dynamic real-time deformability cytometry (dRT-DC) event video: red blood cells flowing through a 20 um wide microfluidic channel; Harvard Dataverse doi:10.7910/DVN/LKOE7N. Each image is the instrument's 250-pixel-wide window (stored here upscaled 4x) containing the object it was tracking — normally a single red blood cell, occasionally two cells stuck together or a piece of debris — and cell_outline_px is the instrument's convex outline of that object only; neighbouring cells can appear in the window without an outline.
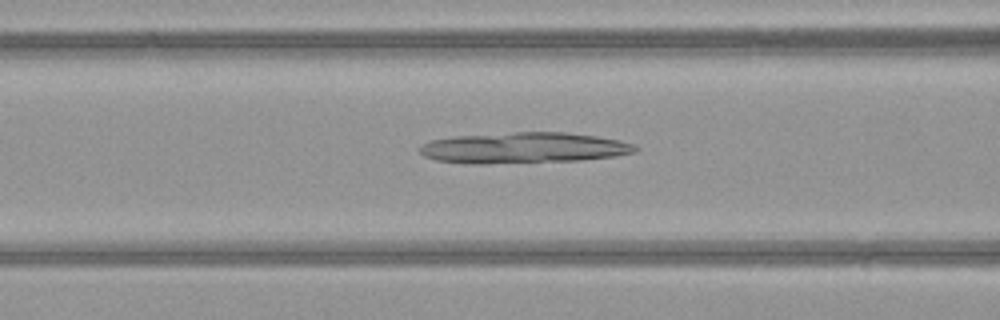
{"species": "common noctule bat (a hibernating species)", "species_latin": "Nyctalus noctula", "temperature_condition": "warm", "stored_images_in_passage": 41, "camera_frame_rate_fps": 3000, "um_per_image_px": 0.085, "animal": {"sex": "female", "body_mass_g": 21.9}, "frame": {"image": 1, "passage_image": 12, "time_ms": 3.667, "image_size_px": [1000, 320], "cell_outline_px": [[640, 148], [636, 152], [616, 156], [580, 160], [484, 164], [472, 164], [436, 160], [424, 156], [420, 152], [420, 148], [424, 144], [432, 140], [456, 136], [512, 132], [564, 132], [596, 136], [620, 140], [632, 144]], "centroid_in_image_um": [44.54, 12.57], "position_along_channel_um": 122.1, "area_um2": 38.73}}
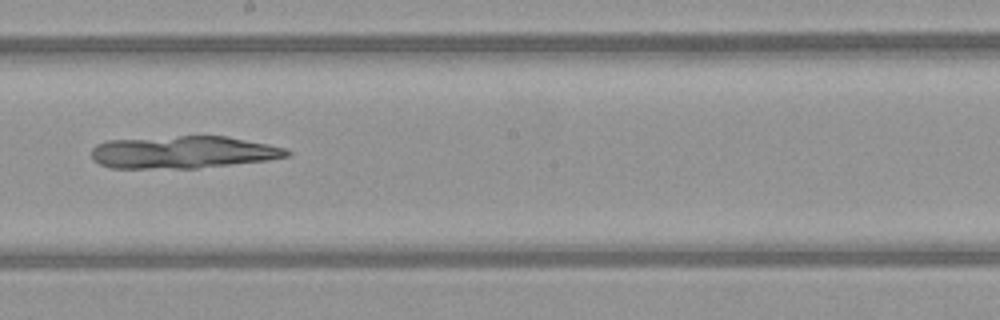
{"frame": {"image": 2, "passage_image": 20, "time_ms": 6.333, "image_size_px": [1000, 320], "cell_outline_px": [[292, 152], [288, 156], [268, 160], [196, 168], [112, 168], [100, 164], [92, 160], [92, 148], [96, 144], [108, 140], [180, 136], [228, 136], [268, 144], [284, 148]], "centroid_in_image_um": [15.55, 12.93], "position_along_channel_um": 232.7, "area_um2": 36.82}}
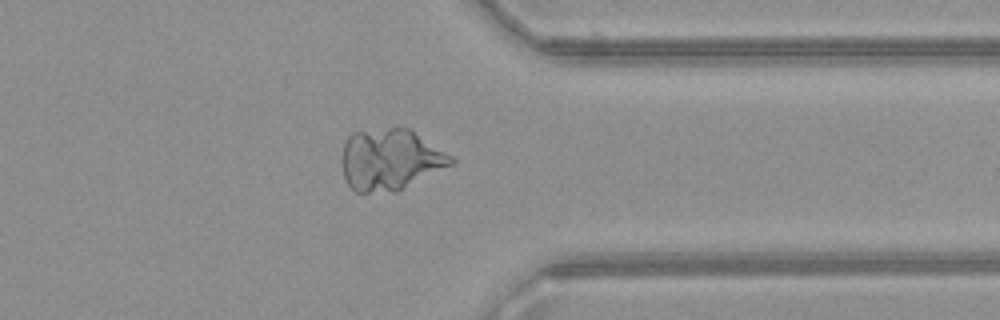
{"frame": {"image": 3, "passage_image": 31, "time_ms": 10.0, "image_size_px": [1000, 320], "cell_outline_px": [[456, 164], [396, 192], [356, 192], [344, 180], [344, 144], [348, 136], [352, 132], [396, 124], [408, 128], [452, 156], [456, 160]], "centroid_in_image_um": [33.21, 13.54], "position_along_channel_um": 378.2, "area_um2": 39.54}}